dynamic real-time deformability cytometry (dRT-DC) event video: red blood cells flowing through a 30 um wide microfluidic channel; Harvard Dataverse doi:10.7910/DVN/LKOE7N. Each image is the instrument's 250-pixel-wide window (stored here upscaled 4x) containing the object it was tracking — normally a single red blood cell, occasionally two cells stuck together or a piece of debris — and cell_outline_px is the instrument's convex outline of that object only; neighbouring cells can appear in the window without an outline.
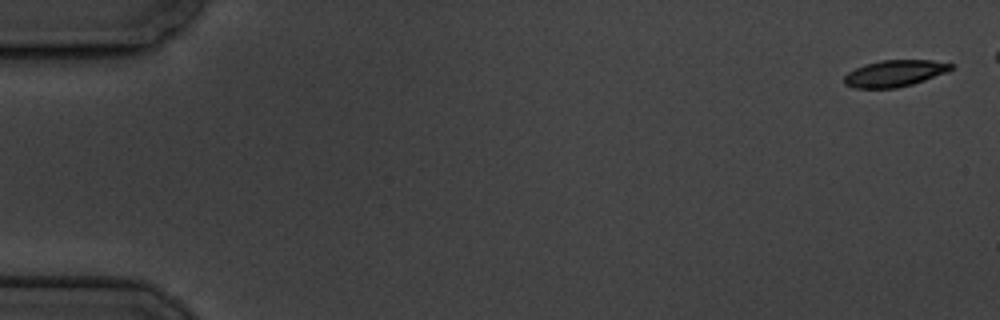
{"species": "common noctule bat (a hibernating species)", "species_latin": "Nyctalus noctula", "temperature_condition": "cold", "stored_images_in_passage": 7, "camera_frame_rate_fps": 3000, "um_per_image_px": 0.085, "animal": {"sex": "male", "body_mass_g": 19.5, "forearm_length_mm": 54.6}, "frame": {"image": 1, "passage_image": 1, "time_ms": 0.0, "image_size_px": [1000, 320], "cell_outline_px": [[952, 68], [944, 72], [924, 80], [912, 84], [896, 88], [856, 88], [844, 84], [844, 76], [848, 72], [864, 64], [880, 60], [932, 60], [952, 64]], "centroid_in_image_um": [75.98, 6.23], "position_along_channel_um": 9.0, "area_um2": 16.3}}
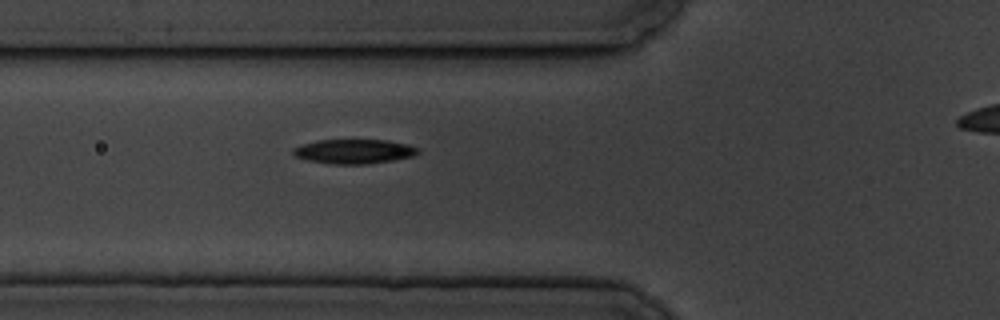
{"frame": {"image": 2, "passage_image": 6, "time_ms": 6.667, "image_size_px": [1000, 320], "cell_outline_px": [[420, 152], [412, 156], [392, 160], [364, 164], [332, 164], [308, 160], [296, 156], [292, 152], [292, 148], [300, 144], [316, 140], [388, 140], [408, 144], [420, 148]], "centroid_in_image_um": [30.08, 12.86], "position_along_channel_um": 95.7, "area_um2": 17.8}}